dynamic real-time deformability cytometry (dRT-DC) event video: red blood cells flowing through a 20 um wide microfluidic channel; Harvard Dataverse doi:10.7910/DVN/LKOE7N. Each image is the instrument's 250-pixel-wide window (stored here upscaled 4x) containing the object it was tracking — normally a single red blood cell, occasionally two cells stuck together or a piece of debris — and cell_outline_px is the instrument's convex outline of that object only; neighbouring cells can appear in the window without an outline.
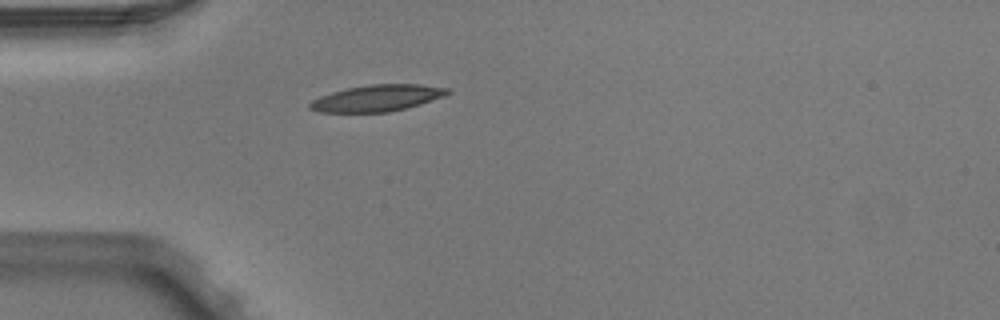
{"species": "Egyptian fruit bat (a non-hibernating species)", "species_latin": "Rousettus aegyptiacus", "temperature_condition": "warm", "stored_images_in_passage": 1, "camera_frame_rate_fps": 3000, "um_per_image_px": 0.085, "animal": {"sex": "male"}, "frame": {"image": 1, "passage_image": 1, "time_ms": 0.0, "image_size_px": [1000, 320], "cell_outline_px": [[452, 92], [444, 96], [420, 104], [388, 112], [320, 112], [308, 108], [308, 104], [312, 100], [320, 96], [332, 92], [348, 88], [372, 84], [420, 84], [452, 88]], "centroid_in_image_um": [32.09, 8.33], "position_along_channel_um": 52.9, "area_um2": 21.21}}